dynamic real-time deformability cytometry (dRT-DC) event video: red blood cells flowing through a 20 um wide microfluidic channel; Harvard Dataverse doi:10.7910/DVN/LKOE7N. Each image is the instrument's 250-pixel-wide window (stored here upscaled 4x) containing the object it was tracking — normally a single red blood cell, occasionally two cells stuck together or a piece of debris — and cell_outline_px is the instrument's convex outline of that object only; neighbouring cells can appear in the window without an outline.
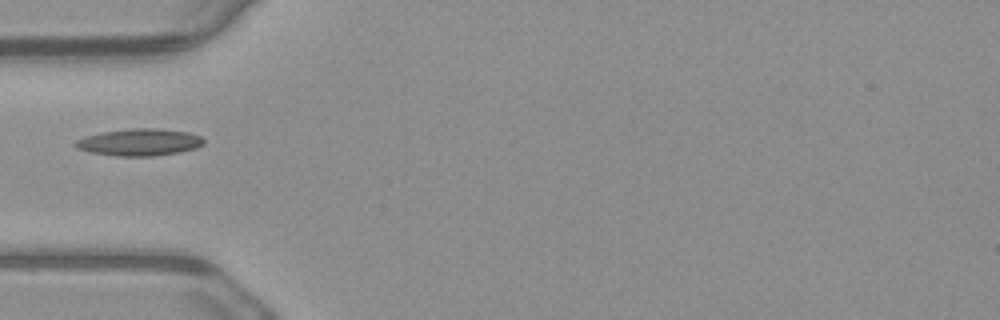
{"species": "common noctule bat (a hibernating species)", "species_latin": "Nyctalus noctula", "temperature_condition": "warm", "stored_images_in_passage": 5, "camera_frame_rate_fps": 3000, "um_per_image_px": 0.085, "animal": {"sex": "male", "body_mass_g": 23.1, "forearm_length_mm": 52.7}, "frame": {"image": 1, "passage_image": 4, "time_ms": 1.0, "image_size_px": [1000, 320], "cell_outline_px": [[204, 144], [196, 148], [180, 152], [156, 156], [116, 156], [92, 152], [76, 148], [72, 144], [76, 140], [100, 132], [132, 128], [156, 128], [188, 132], [200, 136], [204, 140]], "centroid_in_image_um": [11.86, 12.09], "position_along_channel_um": 73.1, "area_um2": 20.23}}
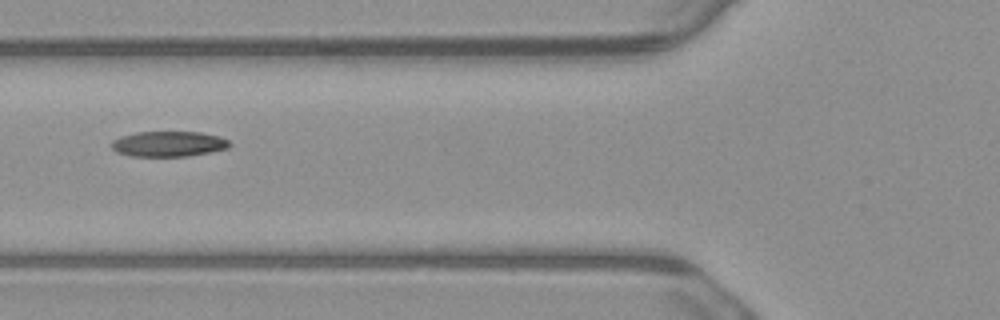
{"frame": {"image": 2, "passage_image": 5, "time_ms": 1.333, "image_size_px": [1000, 320], "cell_outline_px": [[232, 144], [228, 148], [212, 152], [188, 156], [132, 156], [116, 152], [112, 148], [112, 140], [120, 136], [136, 132], [200, 132], [220, 136], [228, 140]], "centroid_in_image_um": [14.35, 12.23], "position_along_channel_um": 111.5, "area_um2": 17.57}}